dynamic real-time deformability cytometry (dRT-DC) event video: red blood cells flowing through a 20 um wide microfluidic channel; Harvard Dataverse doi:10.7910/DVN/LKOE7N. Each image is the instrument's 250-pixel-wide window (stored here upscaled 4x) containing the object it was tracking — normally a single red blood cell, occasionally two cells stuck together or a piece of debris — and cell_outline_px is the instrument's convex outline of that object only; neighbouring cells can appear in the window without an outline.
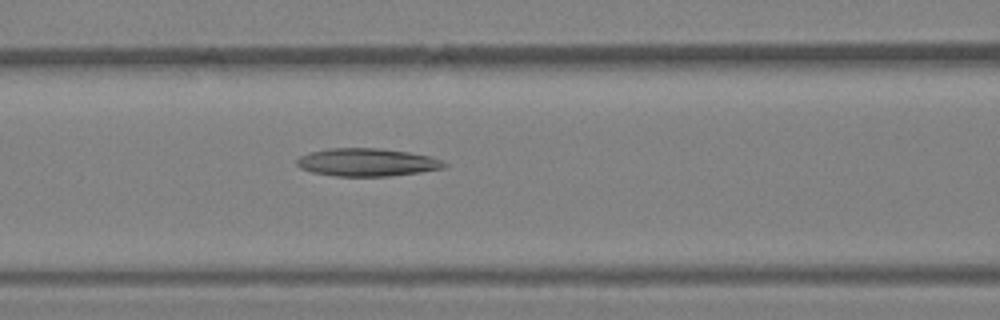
{"species": "Egyptian fruit bat (a non-hibernating species)", "species_latin": "Rousettus aegyptiacus", "temperature_condition": "warm", "stored_images_in_passage": 36, "camera_frame_rate_fps": 3000, "um_per_image_px": 0.085, "animal": {"sex": "female"}, "frame": {"image": 1, "passage_image": 15, "time_ms": 4.667, "image_size_px": [1000, 320], "cell_outline_px": [[448, 164], [444, 168], [420, 172], [388, 176], [336, 176], [312, 172], [300, 168], [296, 164], [296, 160], [300, 156], [308, 152], [332, 148], [380, 148], [408, 152], [428, 156], [440, 160]], "centroid_in_image_um": [31.16, 13.79], "position_along_channel_um": 135.4, "area_um2": 23.87}}
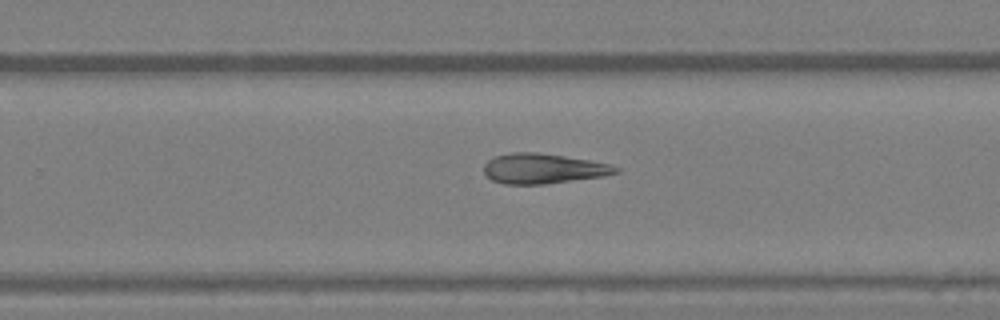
{"frame": {"image": 2, "passage_image": 23, "time_ms": 7.333, "image_size_px": [1000, 320], "cell_outline_px": [[620, 172], [604, 176], [544, 184], [504, 184], [492, 180], [484, 172], [484, 164], [488, 160], [496, 156], [512, 152], [536, 152], [564, 156], [612, 164], [620, 168]], "centroid_in_image_um": [46.19, 14.33], "position_along_channel_um": 283.6, "area_um2": 23.06}}
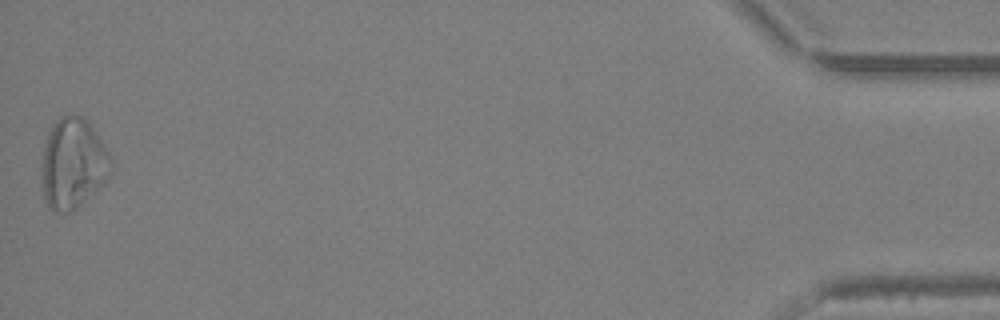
{"frame": {"image": 3, "passage_image": 36, "time_ms": 11.667, "image_size_px": [1000, 320], "cell_outline_px": [[112, 176], [76, 208], [68, 212], [64, 212], [48, 208], [44, 200], [44, 148], [48, 132], [52, 124], [60, 116], [68, 112], [72, 112], [88, 120], [112, 156]], "centroid_in_image_um": [6.26, 13.84], "position_along_channel_um": 428.9, "area_um2": 36.53}}